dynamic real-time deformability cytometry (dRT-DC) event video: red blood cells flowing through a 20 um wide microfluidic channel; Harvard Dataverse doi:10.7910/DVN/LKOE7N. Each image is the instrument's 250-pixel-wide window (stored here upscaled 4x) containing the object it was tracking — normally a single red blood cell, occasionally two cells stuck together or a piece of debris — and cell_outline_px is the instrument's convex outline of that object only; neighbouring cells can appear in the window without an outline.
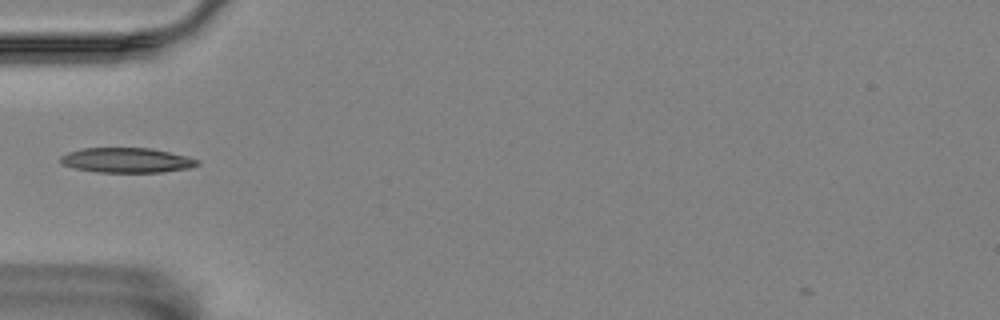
{"species": "Egyptian fruit bat (a non-hibernating species)", "species_latin": "Rousettus aegyptiacus", "temperature_condition": "room temperature", "stored_images_in_passage": 14, "camera_frame_rate_fps": 3000, "um_per_image_px": 0.085, "animal": {"sex": "female"}, "frame": {"image": 1, "passage_image": 1, "time_ms": 0.0, "image_size_px": [1000, 320], "cell_outline_px": [[200, 164], [188, 168], [164, 172], [96, 172], [76, 168], [64, 164], [60, 160], [60, 156], [68, 152], [80, 148], [152, 148], [188, 156], [200, 160]], "centroid_in_image_um": [10.81, 13.61], "position_along_channel_um": 74.2, "area_um2": 19.88}}
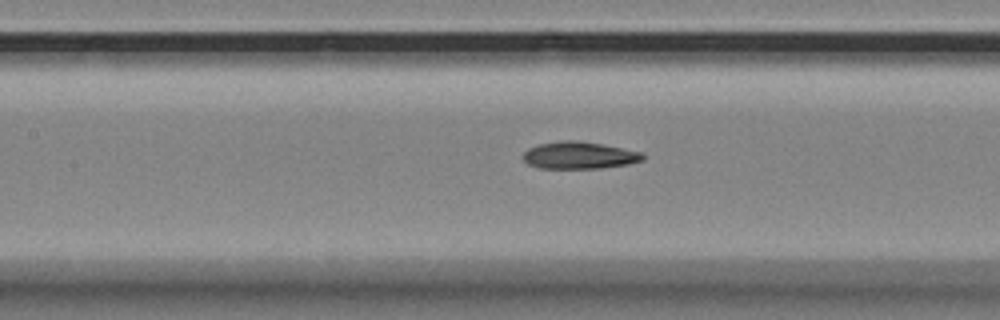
{"frame": {"image": 2, "passage_image": 8, "time_ms": 2.333, "image_size_px": [1000, 320], "cell_outline_px": [[644, 160], [628, 164], [600, 168], [540, 168], [528, 164], [520, 156], [528, 148], [540, 144], [564, 140], [580, 140], [640, 152], [644, 156]], "centroid_in_image_um": [49.19, 13.2], "position_along_channel_um": 158.2, "area_um2": 18.79}}
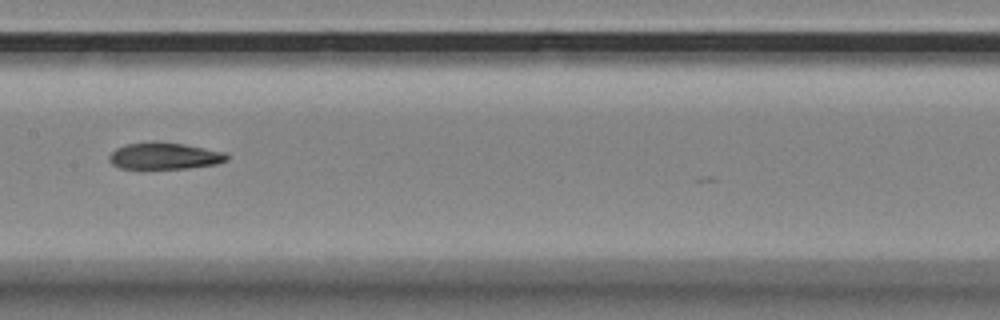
{"frame": {"image": 3, "passage_image": 11, "time_ms": 3.333, "image_size_px": [1000, 320], "cell_outline_px": [[228, 160], [216, 164], [188, 168], [120, 168], [112, 164], [108, 160], [108, 156], [116, 148], [124, 144], [152, 140], [156, 140], [184, 144], [224, 152], [228, 156]], "centroid_in_image_um": [13.94, 13.23], "position_along_channel_um": 193.5, "area_um2": 18.5}}